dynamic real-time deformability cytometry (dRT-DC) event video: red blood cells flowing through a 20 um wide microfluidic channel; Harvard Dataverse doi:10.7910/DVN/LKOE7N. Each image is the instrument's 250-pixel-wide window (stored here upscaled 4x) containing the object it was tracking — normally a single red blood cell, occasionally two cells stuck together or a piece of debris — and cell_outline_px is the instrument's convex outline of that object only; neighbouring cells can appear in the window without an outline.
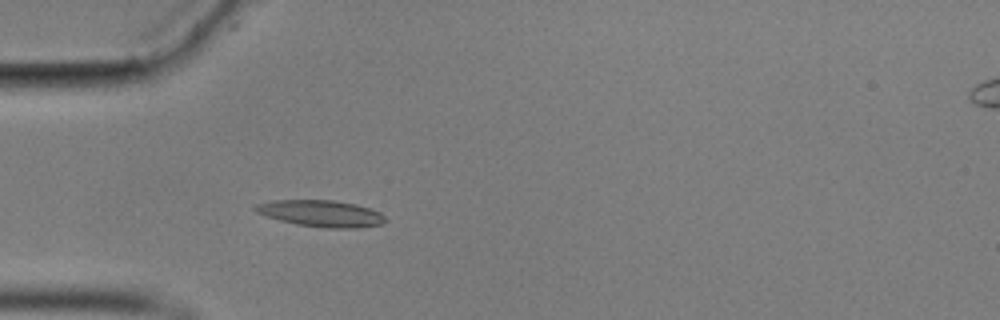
{"species": "common noctule bat (a hibernating species)", "species_latin": "Nyctalus noctula", "temperature_condition": "cold", "stored_images_in_passage": 41, "camera_frame_rate_fps": 3000, "um_per_image_px": 0.085, "animal": {"sex": "male", "body_mass_g": 17.9}, "frame": {"image": 1, "passage_image": 1, "time_ms": 0.0, "image_size_px": [1000, 320], "cell_outline_px": [[388, 220], [380, 224], [360, 228], [328, 228], [296, 224], [280, 220], [256, 212], [252, 208], [256, 204], [272, 200], [332, 200], [356, 204], [380, 212]], "centroid_in_image_um": [27.3, 18.14], "position_along_channel_um": 57.7, "area_um2": 20.06}}
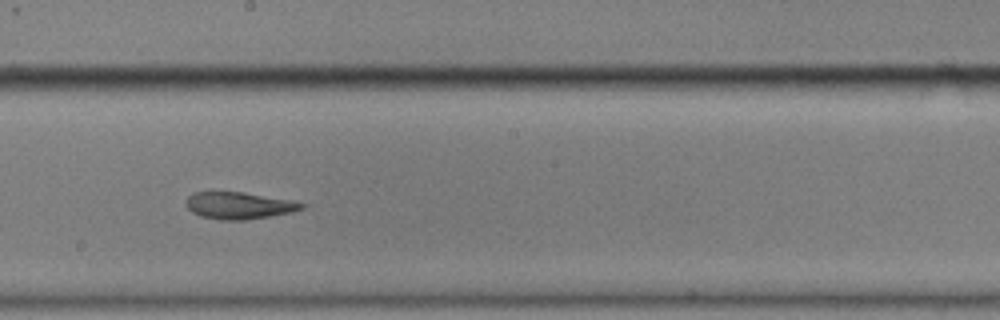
{"frame": {"image": 2, "passage_image": 16, "time_ms": 5.0, "image_size_px": [1000, 320], "cell_outline_px": [[308, 204], [304, 208], [292, 212], [244, 220], [220, 220], [200, 216], [192, 212], [184, 204], [188, 196], [192, 192], [244, 192], [288, 200]], "centroid_in_image_um": [20.27, 17.47], "position_along_channel_um": 227.9, "area_um2": 18.09}}
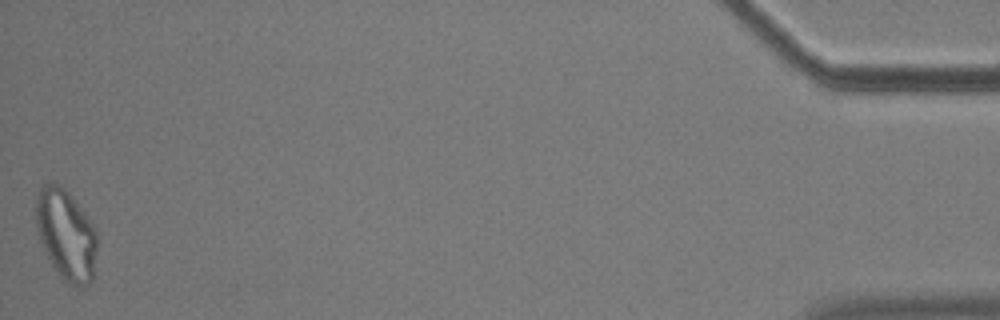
{"frame": {"image": 3, "passage_image": 41, "time_ms": 13.333, "image_size_px": [1000, 320], "cell_outline_px": [[96, 248], [92, 280], [88, 284], [72, 284], [64, 280], [56, 272], [44, 252], [36, 228], [36, 196], [40, 188], [44, 184], [56, 180], [72, 196], [96, 228]], "centroid_in_image_um": [5.58, 19.89], "position_along_channel_um": 429.6, "area_um2": 32.25}, "authors_computed_cell_mechanics": {"area_um2": 20.0566, "velocity_mm_per_s": 3.508, "shape_relaxation_time_tau1_ms": null, "shape_relaxation_time_tau2_ms": 3.8532, "deformation_change_tau1": null, "deformation_change_tau2": 0.1365}}